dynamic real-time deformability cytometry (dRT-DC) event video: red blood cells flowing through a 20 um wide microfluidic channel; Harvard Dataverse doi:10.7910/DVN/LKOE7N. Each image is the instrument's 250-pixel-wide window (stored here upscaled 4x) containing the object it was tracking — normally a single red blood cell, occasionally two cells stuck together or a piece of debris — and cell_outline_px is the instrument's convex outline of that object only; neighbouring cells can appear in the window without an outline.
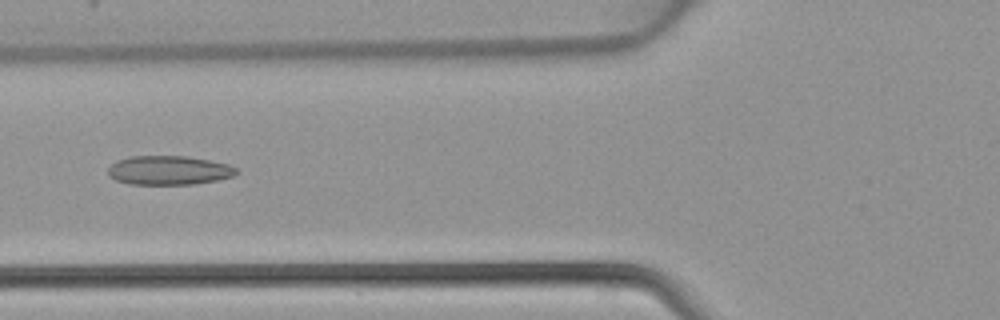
{"species": "common noctule bat (a hibernating species)", "species_latin": "Nyctalus noctula", "temperature_condition": "warm", "stored_images_in_passage": 4, "camera_frame_rate_fps": 3000, "um_per_image_px": 0.085, "animal": {"sex": "female", "body_mass_g": 22.7, "forearm_length_mm": 54.2}, "frame": {"image": 1, "passage_image": 4, "time_ms": 1.0, "image_size_px": [1000, 320], "cell_outline_px": [[240, 172], [232, 176], [216, 180], [192, 184], [132, 184], [116, 180], [108, 176], [108, 168], [116, 160], [132, 156], [188, 156], [228, 164], [236, 168]], "centroid_in_image_um": [14.34, 14.47], "position_along_channel_um": 111.5, "area_um2": 21.68}}